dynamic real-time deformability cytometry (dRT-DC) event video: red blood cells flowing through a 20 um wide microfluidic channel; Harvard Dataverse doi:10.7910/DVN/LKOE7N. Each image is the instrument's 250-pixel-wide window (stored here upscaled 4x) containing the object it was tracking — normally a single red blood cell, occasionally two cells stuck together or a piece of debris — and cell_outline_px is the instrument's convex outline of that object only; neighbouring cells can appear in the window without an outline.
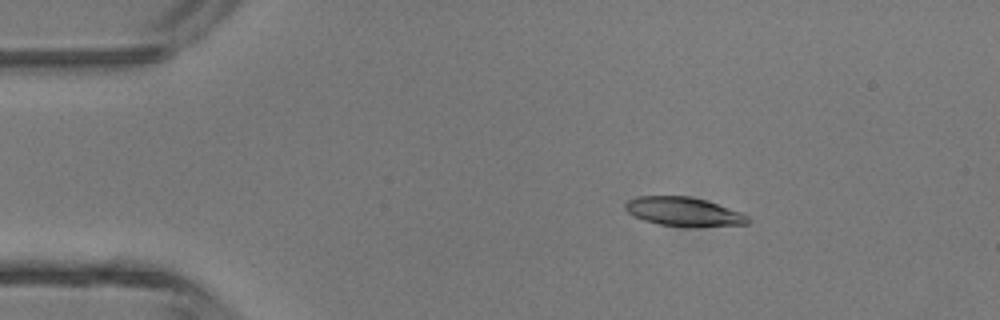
{"species": "common noctule bat (a hibernating species)", "species_latin": "Nyctalus noctula", "temperature_condition": "room temperature", "stored_images_in_passage": 3, "camera_frame_rate_fps": 3000, "um_per_image_px": 0.085, "animal": {"sex": "male", "body_mass_g": 13.3}, "frame": {"image": 1, "passage_image": 2, "time_ms": 1.0, "image_size_px": [1000, 320], "cell_outline_px": [[752, 220], [748, 224], [660, 224], [644, 220], [628, 212], [624, 208], [624, 204], [628, 200], [636, 196], [688, 196], [704, 200], [744, 212]], "centroid_in_image_um": [58.09, 17.93], "position_along_channel_um": 26.9, "area_um2": 19.71}}